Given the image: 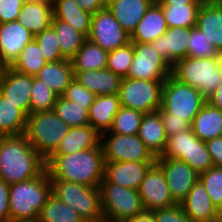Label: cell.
Listing matches in <instances>:
<instances>
[{
    "label": "cell",
    "mask_w": 222,
    "mask_h": 222,
    "mask_svg": "<svg viewBox=\"0 0 222 222\" xmlns=\"http://www.w3.org/2000/svg\"><path fill=\"white\" fill-rule=\"evenodd\" d=\"M46 170L50 180L100 187L105 170L102 146L62 156H49L46 159Z\"/></svg>",
    "instance_id": "6da1fadb"
},
{
    "label": "cell",
    "mask_w": 222,
    "mask_h": 222,
    "mask_svg": "<svg viewBox=\"0 0 222 222\" xmlns=\"http://www.w3.org/2000/svg\"><path fill=\"white\" fill-rule=\"evenodd\" d=\"M46 171V160L24 134L0 136V178L8 185L25 182Z\"/></svg>",
    "instance_id": "7a4b0ae2"
},
{
    "label": "cell",
    "mask_w": 222,
    "mask_h": 222,
    "mask_svg": "<svg viewBox=\"0 0 222 222\" xmlns=\"http://www.w3.org/2000/svg\"><path fill=\"white\" fill-rule=\"evenodd\" d=\"M52 194L47 170L39 177L9 186L10 222L35 221Z\"/></svg>",
    "instance_id": "3957f363"
},
{
    "label": "cell",
    "mask_w": 222,
    "mask_h": 222,
    "mask_svg": "<svg viewBox=\"0 0 222 222\" xmlns=\"http://www.w3.org/2000/svg\"><path fill=\"white\" fill-rule=\"evenodd\" d=\"M70 127L53 111L31 113L24 135L45 160L56 150Z\"/></svg>",
    "instance_id": "277c9868"
},
{
    "label": "cell",
    "mask_w": 222,
    "mask_h": 222,
    "mask_svg": "<svg viewBox=\"0 0 222 222\" xmlns=\"http://www.w3.org/2000/svg\"><path fill=\"white\" fill-rule=\"evenodd\" d=\"M172 76L196 88L206 100L222 82L217 58L185 57L172 66Z\"/></svg>",
    "instance_id": "5b68a950"
},
{
    "label": "cell",
    "mask_w": 222,
    "mask_h": 222,
    "mask_svg": "<svg viewBox=\"0 0 222 222\" xmlns=\"http://www.w3.org/2000/svg\"><path fill=\"white\" fill-rule=\"evenodd\" d=\"M50 181L52 194L72 207L85 222H97L104 219L100 187H88L63 180Z\"/></svg>",
    "instance_id": "8992f818"
},
{
    "label": "cell",
    "mask_w": 222,
    "mask_h": 222,
    "mask_svg": "<svg viewBox=\"0 0 222 222\" xmlns=\"http://www.w3.org/2000/svg\"><path fill=\"white\" fill-rule=\"evenodd\" d=\"M207 100L200 92L187 84L181 83L172 75L163 84L161 109L187 120L190 124Z\"/></svg>",
    "instance_id": "52a82bcc"
},
{
    "label": "cell",
    "mask_w": 222,
    "mask_h": 222,
    "mask_svg": "<svg viewBox=\"0 0 222 222\" xmlns=\"http://www.w3.org/2000/svg\"><path fill=\"white\" fill-rule=\"evenodd\" d=\"M103 217L111 222H125L145 211L138 190L107 182L100 184Z\"/></svg>",
    "instance_id": "ba28073f"
},
{
    "label": "cell",
    "mask_w": 222,
    "mask_h": 222,
    "mask_svg": "<svg viewBox=\"0 0 222 222\" xmlns=\"http://www.w3.org/2000/svg\"><path fill=\"white\" fill-rule=\"evenodd\" d=\"M164 81L123 78L119 88L121 106L140 112H157L161 107Z\"/></svg>",
    "instance_id": "9c48e42d"
},
{
    "label": "cell",
    "mask_w": 222,
    "mask_h": 222,
    "mask_svg": "<svg viewBox=\"0 0 222 222\" xmlns=\"http://www.w3.org/2000/svg\"><path fill=\"white\" fill-rule=\"evenodd\" d=\"M106 134H108L107 137H105ZM101 146L105 162H156L157 159L137 134L104 132L101 134Z\"/></svg>",
    "instance_id": "30bf717a"
},
{
    "label": "cell",
    "mask_w": 222,
    "mask_h": 222,
    "mask_svg": "<svg viewBox=\"0 0 222 222\" xmlns=\"http://www.w3.org/2000/svg\"><path fill=\"white\" fill-rule=\"evenodd\" d=\"M132 44L134 57L127 78L165 81L172 75V66L155 51L151 43Z\"/></svg>",
    "instance_id": "8fae6325"
},
{
    "label": "cell",
    "mask_w": 222,
    "mask_h": 222,
    "mask_svg": "<svg viewBox=\"0 0 222 222\" xmlns=\"http://www.w3.org/2000/svg\"><path fill=\"white\" fill-rule=\"evenodd\" d=\"M87 39L108 52L130 42V36L114 18L107 6L92 14L91 30Z\"/></svg>",
    "instance_id": "7c38bea8"
},
{
    "label": "cell",
    "mask_w": 222,
    "mask_h": 222,
    "mask_svg": "<svg viewBox=\"0 0 222 222\" xmlns=\"http://www.w3.org/2000/svg\"><path fill=\"white\" fill-rule=\"evenodd\" d=\"M138 192L143 207L147 211L170 208L177 205L170 193L164 172L157 163L153 164L145 174Z\"/></svg>",
    "instance_id": "4fadbf2b"
},
{
    "label": "cell",
    "mask_w": 222,
    "mask_h": 222,
    "mask_svg": "<svg viewBox=\"0 0 222 222\" xmlns=\"http://www.w3.org/2000/svg\"><path fill=\"white\" fill-rule=\"evenodd\" d=\"M156 163L164 172L173 200L180 204L199 180V174L187 163L172 158H157Z\"/></svg>",
    "instance_id": "5bb4252c"
},
{
    "label": "cell",
    "mask_w": 222,
    "mask_h": 222,
    "mask_svg": "<svg viewBox=\"0 0 222 222\" xmlns=\"http://www.w3.org/2000/svg\"><path fill=\"white\" fill-rule=\"evenodd\" d=\"M33 76L22 74L5 67L0 79V93L17 105L27 116L30 115V98Z\"/></svg>",
    "instance_id": "9a60e30c"
},
{
    "label": "cell",
    "mask_w": 222,
    "mask_h": 222,
    "mask_svg": "<svg viewBox=\"0 0 222 222\" xmlns=\"http://www.w3.org/2000/svg\"><path fill=\"white\" fill-rule=\"evenodd\" d=\"M34 35L17 20L0 24V61L11 67Z\"/></svg>",
    "instance_id": "2e32d148"
},
{
    "label": "cell",
    "mask_w": 222,
    "mask_h": 222,
    "mask_svg": "<svg viewBox=\"0 0 222 222\" xmlns=\"http://www.w3.org/2000/svg\"><path fill=\"white\" fill-rule=\"evenodd\" d=\"M156 162H105L104 179L124 188L138 190L150 167Z\"/></svg>",
    "instance_id": "e0dca14e"
},
{
    "label": "cell",
    "mask_w": 222,
    "mask_h": 222,
    "mask_svg": "<svg viewBox=\"0 0 222 222\" xmlns=\"http://www.w3.org/2000/svg\"><path fill=\"white\" fill-rule=\"evenodd\" d=\"M190 30L187 27H170L164 35L157 38L151 44L171 66L177 61L188 57V44L190 42Z\"/></svg>",
    "instance_id": "ac0fdd59"
},
{
    "label": "cell",
    "mask_w": 222,
    "mask_h": 222,
    "mask_svg": "<svg viewBox=\"0 0 222 222\" xmlns=\"http://www.w3.org/2000/svg\"><path fill=\"white\" fill-rule=\"evenodd\" d=\"M180 206L193 222H213L220 212L200 180L195 183Z\"/></svg>",
    "instance_id": "d6986e66"
},
{
    "label": "cell",
    "mask_w": 222,
    "mask_h": 222,
    "mask_svg": "<svg viewBox=\"0 0 222 222\" xmlns=\"http://www.w3.org/2000/svg\"><path fill=\"white\" fill-rule=\"evenodd\" d=\"M152 3V0H107L106 6L130 36Z\"/></svg>",
    "instance_id": "ffe728a7"
},
{
    "label": "cell",
    "mask_w": 222,
    "mask_h": 222,
    "mask_svg": "<svg viewBox=\"0 0 222 222\" xmlns=\"http://www.w3.org/2000/svg\"><path fill=\"white\" fill-rule=\"evenodd\" d=\"M101 145V134L90 124L70 127L61 143L50 156H62Z\"/></svg>",
    "instance_id": "44dd1931"
},
{
    "label": "cell",
    "mask_w": 222,
    "mask_h": 222,
    "mask_svg": "<svg viewBox=\"0 0 222 222\" xmlns=\"http://www.w3.org/2000/svg\"><path fill=\"white\" fill-rule=\"evenodd\" d=\"M196 27L217 50L222 49V3L203 2L197 12Z\"/></svg>",
    "instance_id": "7402d4cb"
},
{
    "label": "cell",
    "mask_w": 222,
    "mask_h": 222,
    "mask_svg": "<svg viewBox=\"0 0 222 222\" xmlns=\"http://www.w3.org/2000/svg\"><path fill=\"white\" fill-rule=\"evenodd\" d=\"M167 28L162 7L153 2L130 35V41L150 44L164 35Z\"/></svg>",
    "instance_id": "603a6c76"
},
{
    "label": "cell",
    "mask_w": 222,
    "mask_h": 222,
    "mask_svg": "<svg viewBox=\"0 0 222 222\" xmlns=\"http://www.w3.org/2000/svg\"><path fill=\"white\" fill-rule=\"evenodd\" d=\"M74 78L97 96L118 94L122 80L107 68L74 71Z\"/></svg>",
    "instance_id": "cb8c5ba5"
},
{
    "label": "cell",
    "mask_w": 222,
    "mask_h": 222,
    "mask_svg": "<svg viewBox=\"0 0 222 222\" xmlns=\"http://www.w3.org/2000/svg\"><path fill=\"white\" fill-rule=\"evenodd\" d=\"M121 107L118 94L96 96L88 111L89 124L100 134L109 131Z\"/></svg>",
    "instance_id": "d4e9b609"
},
{
    "label": "cell",
    "mask_w": 222,
    "mask_h": 222,
    "mask_svg": "<svg viewBox=\"0 0 222 222\" xmlns=\"http://www.w3.org/2000/svg\"><path fill=\"white\" fill-rule=\"evenodd\" d=\"M137 135L156 158L162 155L167 136L158 111L143 115Z\"/></svg>",
    "instance_id": "484cf974"
},
{
    "label": "cell",
    "mask_w": 222,
    "mask_h": 222,
    "mask_svg": "<svg viewBox=\"0 0 222 222\" xmlns=\"http://www.w3.org/2000/svg\"><path fill=\"white\" fill-rule=\"evenodd\" d=\"M53 18L52 2H24L17 21L34 36L51 25Z\"/></svg>",
    "instance_id": "4316f807"
},
{
    "label": "cell",
    "mask_w": 222,
    "mask_h": 222,
    "mask_svg": "<svg viewBox=\"0 0 222 222\" xmlns=\"http://www.w3.org/2000/svg\"><path fill=\"white\" fill-rule=\"evenodd\" d=\"M53 18L66 21L88 38L92 14L82 10L74 0H53Z\"/></svg>",
    "instance_id": "83f0119b"
},
{
    "label": "cell",
    "mask_w": 222,
    "mask_h": 222,
    "mask_svg": "<svg viewBox=\"0 0 222 222\" xmlns=\"http://www.w3.org/2000/svg\"><path fill=\"white\" fill-rule=\"evenodd\" d=\"M58 95L62 96L74 79V70L68 59L46 63L35 75Z\"/></svg>",
    "instance_id": "f1b7e54d"
},
{
    "label": "cell",
    "mask_w": 222,
    "mask_h": 222,
    "mask_svg": "<svg viewBox=\"0 0 222 222\" xmlns=\"http://www.w3.org/2000/svg\"><path fill=\"white\" fill-rule=\"evenodd\" d=\"M191 129L205 142L222 136V111L206 102L192 121Z\"/></svg>",
    "instance_id": "f546056e"
},
{
    "label": "cell",
    "mask_w": 222,
    "mask_h": 222,
    "mask_svg": "<svg viewBox=\"0 0 222 222\" xmlns=\"http://www.w3.org/2000/svg\"><path fill=\"white\" fill-rule=\"evenodd\" d=\"M108 51L86 39L79 51L70 59L74 71L107 68Z\"/></svg>",
    "instance_id": "4dcf8cb0"
},
{
    "label": "cell",
    "mask_w": 222,
    "mask_h": 222,
    "mask_svg": "<svg viewBox=\"0 0 222 222\" xmlns=\"http://www.w3.org/2000/svg\"><path fill=\"white\" fill-rule=\"evenodd\" d=\"M27 115L0 93V136L24 134Z\"/></svg>",
    "instance_id": "1f68e13d"
},
{
    "label": "cell",
    "mask_w": 222,
    "mask_h": 222,
    "mask_svg": "<svg viewBox=\"0 0 222 222\" xmlns=\"http://www.w3.org/2000/svg\"><path fill=\"white\" fill-rule=\"evenodd\" d=\"M51 26L59 40L62 55L70 60L79 51L87 38L82 33L76 31L66 21L52 19Z\"/></svg>",
    "instance_id": "d6a6232c"
},
{
    "label": "cell",
    "mask_w": 222,
    "mask_h": 222,
    "mask_svg": "<svg viewBox=\"0 0 222 222\" xmlns=\"http://www.w3.org/2000/svg\"><path fill=\"white\" fill-rule=\"evenodd\" d=\"M39 222H85L84 219L70 206L51 194L43 206Z\"/></svg>",
    "instance_id": "836d02e7"
},
{
    "label": "cell",
    "mask_w": 222,
    "mask_h": 222,
    "mask_svg": "<svg viewBox=\"0 0 222 222\" xmlns=\"http://www.w3.org/2000/svg\"><path fill=\"white\" fill-rule=\"evenodd\" d=\"M201 4H171L162 7L167 27L196 26L197 12Z\"/></svg>",
    "instance_id": "e575fe53"
},
{
    "label": "cell",
    "mask_w": 222,
    "mask_h": 222,
    "mask_svg": "<svg viewBox=\"0 0 222 222\" xmlns=\"http://www.w3.org/2000/svg\"><path fill=\"white\" fill-rule=\"evenodd\" d=\"M91 105L77 103L59 96L53 111L69 126L79 127L89 124V108Z\"/></svg>",
    "instance_id": "d590c367"
},
{
    "label": "cell",
    "mask_w": 222,
    "mask_h": 222,
    "mask_svg": "<svg viewBox=\"0 0 222 222\" xmlns=\"http://www.w3.org/2000/svg\"><path fill=\"white\" fill-rule=\"evenodd\" d=\"M46 63L39 45L33 39L23 48L11 68L19 73L35 76Z\"/></svg>",
    "instance_id": "8d00e7d4"
},
{
    "label": "cell",
    "mask_w": 222,
    "mask_h": 222,
    "mask_svg": "<svg viewBox=\"0 0 222 222\" xmlns=\"http://www.w3.org/2000/svg\"><path fill=\"white\" fill-rule=\"evenodd\" d=\"M59 96L42 80L33 76V86L30 98V114L51 111Z\"/></svg>",
    "instance_id": "74e56055"
},
{
    "label": "cell",
    "mask_w": 222,
    "mask_h": 222,
    "mask_svg": "<svg viewBox=\"0 0 222 222\" xmlns=\"http://www.w3.org/2000/svg\"><path fill=\"white\" fill-rule=\"evenodd\" d=\"M144 113L122 106L114 116L112 127L107 132L125 135L138 134Z\"/></svg>",
    "instance_id": "f35d334b"
},
{
    "label": "cell",
    "mask_w": 222,
    "mask_h": 222,
    "mask_svg": "<svg viewBox=\"0 0 222 222\" xmlns=\"http://www.w3.org/2000/svg\"><path fill=\"white\" fill-rule=\"evenodd\" d=\"M182 161L187 163L198 174L206 172L212 166V158L206 147V142L199 139L192 131V150Z\"/></svg>",
    "instance_id": "ab89813d"
},
{
    "label": "cell",
    "mask_w": 222,
    "mask_h": 222,
    "mask_svg": "<svg viewBox=\"0 0 222 222\" xmlns=\"http://www.w3.org/2000/svg\"><path fill=\"white\" fill-rule=\"evenodd\" d=\"M133 57V44L130 41L128 44L108 52L107 69L112 71L121 79L126 78L133 61Z\"/></svg>",
    "instance_id": "60d3db41"
},
{
    "label": "cell",
    "mask_w": 222,
    "mask_h": 222,
    "mask_svg": "<svg viewBox=\"0 0 222 222\" xmlns=\"http://www.w3.org/2000/svg\"><path fill=\"white\" fill-rule=\"evenodd\" d=\"M192 150V129L171 135L167 138L166 147L160 157L157 158H172L183 159V156H188Z\"/></svg>",
    "instance_id": "b9f144b4"
},
{
    "label": "cell",
    "mask_w": 222,
    "mask_h": 222,
    "mask_svg": "<svg viewBox=\"0 0 222 222\" xmlns=\"http://www.w3.org/2000/svg\"><path fill=\"white\" fill-rule=\"evenodd\" d=\"M34 39L47 63L66 59L60 51L59 40L51 25L36 35Z\"/></svg>",
    "instance_id": "7bdbcfd3"
},
{
    "label": "cell",
    "mask_w": 222,
    "mask_h": 222,
    "mask_svg": "<svg viewBox=\"0 0 222 222\" xmlns=\"http://www.w3.org/2000/svg\"><path fill=\"white\" fill-rule=\"evenodd\" d=\"M199 180L205 186L214 206L222 209V167L212 166L206 172L199 174Z\"/></svg>",
    "instance_id": "ee69618b"
},
{
    "label": "cell",
    "mask_w": 222,
    "mask_h": 222,
    "mask_svg": "<svg viewBox=\"0 0 222 222\" xmlns=\"http://www.w3.org/2000/svg\"><path fill=\"white\" fill-rule=\"evenodd\" d=\"M190 38L188 57L217 58L218 50L209 42L206 35L198 27H191Z\"/></svg>",
    "instance_id": "f6af8a7d"
},
{
    "label": "cell",
    "mask_w": 222,
    "mask_h": 222,
    "mask_svg": "<svg viewBox=\"0 0 222 222\" xmlns=\"http://www.w3.org/2000/svg\"><path fill=\"white\" fill-rule=\"evenodd\" d=\"M96 96V94L86 89L75 78L70 82L62 95L63 98L73 101L78 105H92Z\"/></svg>",
    "instance_id": "bcb514c9"
},
{
    "label": "cell",
    "mask_w": 222,
    "mask_h": 222,
    "mask_svg": "<svg viewBox=\"0 0 222 222\" xmlns=\"http://www.w3.org/2000/svg\"><path fill=\"white\" fill-rule=\"evenodd\" d=\"M151 212L155 222H193L183 211L180 204L170 208L156 209Z\"/></svg>",
    "instance_id": "7dc6e473"
},
{
    "label": "cell",
    "mask_w": 222,
    "mask_h": 222,
    "mask_svg": "<svg viewBox=\"0 0 222 222\" xmlns=\"http://www.w3.org/2000/svg\"><path fill=\"white\" fill-rule=\"evenodd\" d=\"M158 112L162 118L167 138L171 135L191 129V124L187 120L173 117V114L167 113L161 108L158 110Z\"/></svg>",
    "instance_id": "c3c4849f"
},
{
    "label": "cell",
    "mask_w": 222,
    "mask_h": 222,
    "mask_svg": "<svg viewBox=\"0 0 222 222\" xmlns=\"http://www.w3.org/2000/svg\"><path fill=\"white\" fill-rule=\"evenodd\" d=\"M24 0H0V24L16 21Z\"/></svg>",
    "instance_id": "681fc988"
},
{
    "label": "cell",
    "mask_w": 222,
    "mask_h": 222,
    "mask_svg": "<svg viewBox=\"0 0 222 222\" xmlns=\"http://www.w3.org/2000/svg\"><path fill=\"white\" fill-rule=\"evenodd\" d=\"M9 186L0 178V222H10Z\"/></svg>",
    "instance_id": "f907efd6"
},
{
    "label": "cell",
    "mask_w": 222,
    "mask_h": 222,
    "mask_svg": "<svg viewBox=\"0 0 222 222\" xmlns=\"http://www.w3.org/2000/svg\"><path fill=\"white\" fill-rule=\"evenodd\" d=\"M206 147L211 155L213 166L222 167V136L207 140Z\"/></svg>",
    "instance_id": "816d5d0a"
},
{
    "label": "cell",
    "mask_w": 222,
    "mask_h": 222,
    "mask_svg": "<svg viewBox=\"0 0 222 222\" xmlns=\"http://www.w3.org/2000/svg\"><path fill=\"white\" fill-rule=\"evenodd\" d=\"M84 11L95 14L106 7L107 0H74Z\"/></svg>",
    "instance_id": "f5cc1de1"
},
{
    "label": "cell",
    "mask_w": 222,
    "mask_h": 222,
    "mask_svg": "<svg viewBox=\"0 0 222 222\" xmlns=\"http://www.w3.org/2000/svg\"><path fill=\"white\" fill-rule=\"evenodd\" d=\"M207 102L222 111V82L216 88L215 92L207 99Z\"/></svg>",
    "instance_id": "db71d44e"
},
{
    "label": "cell",
    "mask_w": 222,
    "mask_h": 222,
    "mask_svg": "<svg viewBox=\"0 0 222 222\" xmlns=\"http://www.w3.org/2000/svg\"><path fill=\"white\" fill-rule=\"evenodd\" d=\"M125 222H155V220L153 213L151 211L145 210L144 212L126 220Z\"/></svg>",
    "instance_id": "11a10c76"
},
{
    "label": "cell",
    "mask_w": 222,
    "mask_h": 222,
    "mask_svg": "<svg viewBox=\"0 0 222 222\" xmlns=\"http://www.w3.org/2000/svg\"><path fill=\"white\" fill-rule=\"evenodd\" d=\"M158 5H171V4H202V0H156Z\"/></svg>",
    "instance_id": "9f6ffc18"
},
{
    "label": "cell",
    "mask_w": 222,
    "mask_h": 222,
    "mask_svg": "<svg viewBox=\"0 0 222 222\" xmlns=\"http://www.w3.org/2000/svg\"><path fill=\"white\" fill-rule=\"evenodd\" d=\"M217 61H218V67L222 72V49L218 50Z\"/></svg>",
    "instance_id": "6f0895ef"
},
{
    "label": "cell",
    "mask_w": 222,
    "mask_h": 222,
    "mask_svg": "<svg viewBox=\"0 0 222 222\" xmlns=\"http://www.w3.org/2000/svg\"><path fill=\"white\" fill-rule=\"evenodd\" d=\"M213 222H222V211H220Z\"/></svg>",
    "instance_id": "680465c9"
},
{
    "label": "cell",
    "mask_w": 222,
    "mask_h": 222,
    "mask_svg": "<svg viewBox=\"0 0 222 222\" xmlns=\"http://www.w3.org/2000/svg\"><path fill=\"white\" fill-rule=\"evenodd\" d=\"M25 2H53V0H24Z\"/></svg>",
    "instance_id": "91938a15"
},
{
    "label": "cell",
    "mask_w": 222,
    "mask_h": 222,
    "mask_svg": "<svg viewBox=\"0 0 222 222\" xmlns=\"http://www.w3.org/2000/svg\"><path fill=\"white\" fill-rule=\"evenodd\" d=\"M4 68H5V66L0 61V79H1Z\"/></svg>",
    "instance_id": "94428289"
},
{
    "label": "cell",
    "mask_w": 222,
    "mask_h": 222,
    "mask_svg": "<svg viewBox=\"0 0 222 222\" xmlns=\"http://www.w3.org/2000/svg\"><path fill=\"white\" fill-rule=\"evenodd\" d=\"M210 1H213V2H216V3H222V0H210Z\"/></svg>",
    "instance_id": "6125c7cd"
},
{
    "label": "cell",
    "mask_w": 222,
    "mask_h": 222,
    "mask_svg": "<svg viewBox=\"0 0 222 222\" xmlns=\"http://www.w3.org/2000/svg\"><path fill=\"white\" fill-rule=\"evenodd\" d=\"M97 222H111V221L106 220V219H103V220H101V221H97Z\"/></svg>",
    "instance_id": "be15d7a7"
},
{
    "label": "cell",
    "mask_w": 222,
    "mask_h": 222,
    "mask_svg": "<svg viewBox=\"0 0 222 222\" xmlns=\"http://www.w3.org/2000/svg\"><path fill=\"white\" fill-rule=\"evenodd\" d=\"M21 222H39V221L35 220V221H21Z\"/></svg>",
    "instance_id": "e7e4bbea"
}]
</instances>
